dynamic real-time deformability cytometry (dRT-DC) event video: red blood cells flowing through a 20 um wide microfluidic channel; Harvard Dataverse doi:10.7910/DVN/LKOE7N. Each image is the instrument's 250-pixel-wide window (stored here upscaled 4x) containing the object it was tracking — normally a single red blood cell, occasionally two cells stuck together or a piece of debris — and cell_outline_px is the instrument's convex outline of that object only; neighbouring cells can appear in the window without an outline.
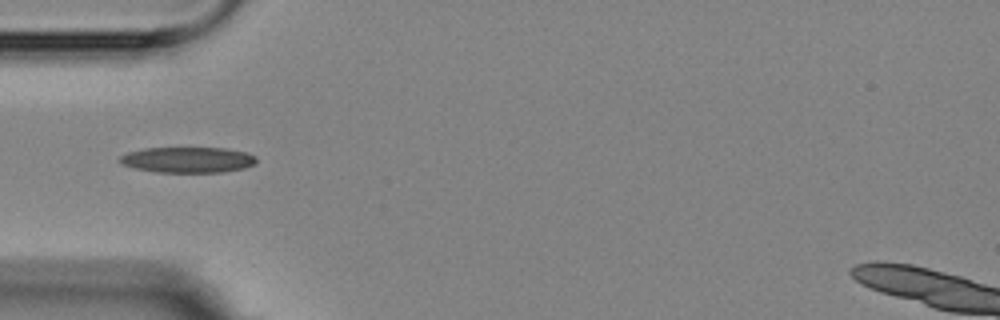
{"species": "Egyptian fruit bat (a non-hibernating species)", "species_latin": "Rousettus aegyptiacus", "temperature_condition": "room temperature", "stored_images_in_passage": 9, "camera_frame_rate_fps": 3000, "um_per_image_px": 0.085, "animal": {"sex": "female"}, "frame": {"image": 1, "passage_image": 1, "time_ms": 0.0, "image_size_px": [1000, 320], "cell_outline_px": [[256, 164], [244, 168], [220, 172], [156, 172], [136, 168], [120, 164], [116, 160], [120, 156], [128, 152], [144, 148], [224, 148], [248, 152], [256, 156]], "centroid_in_image_um": [15.95, 13.58], "position_along_channel_um": 69.1, "area_um2": 20.58}}
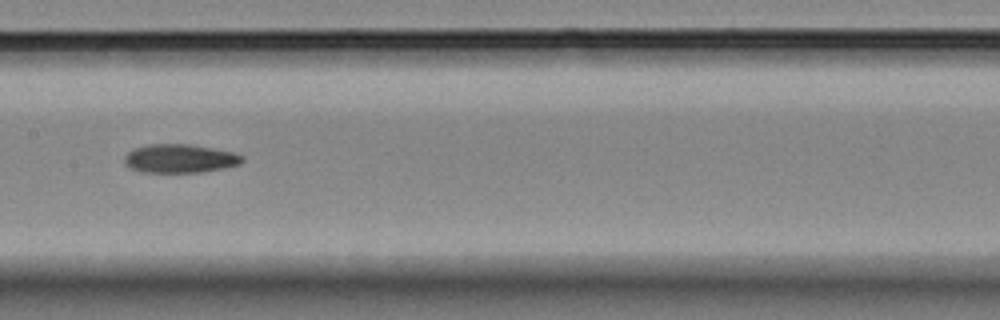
{"frame": {"image": 2, "passage_image": 4, "time_ms": 3.333, "image_size_px": [1000, 320], "cell_outline_px": [[244, 160], [240, 164], [224, 168], [200, 172], [140, 172], [128, 168], [124, 164], [124, 156], [132, 148], [148, 144], [188, 144], [212, 148], [232, 152], [244, 156]], "centroid_in_image_um": [15.24, 13.47], "position_along_channel_um": 192.2, "area_um2": 19.83}}
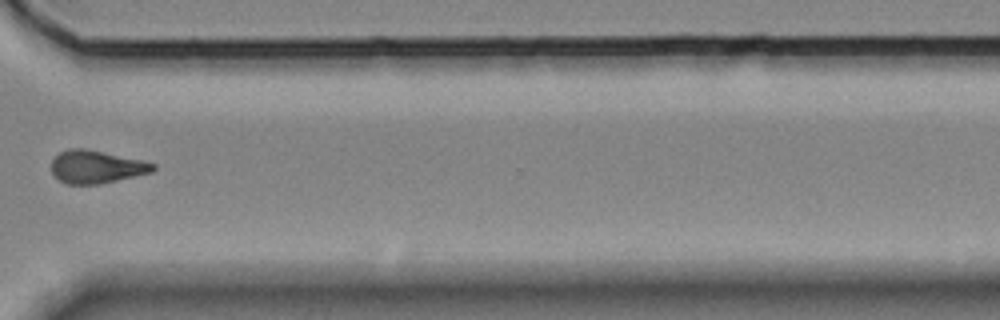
{"frame": {"image": 3, "passage_image": 8, "time_ms": 8.0, "image_size_px": [1000, 320], "cell_outline_px": [[156, 168], [152, 172], [100, 184], [68, 184], [60, 180], [52, 172], [52, 160], [60, 152], [68, 148], [84, 148], [144, 160], [156, 164]], "centroid_in_image_um": [8.21, 14.17], "position_along_channel_um": 362.4, "area_um2": 19.42}}